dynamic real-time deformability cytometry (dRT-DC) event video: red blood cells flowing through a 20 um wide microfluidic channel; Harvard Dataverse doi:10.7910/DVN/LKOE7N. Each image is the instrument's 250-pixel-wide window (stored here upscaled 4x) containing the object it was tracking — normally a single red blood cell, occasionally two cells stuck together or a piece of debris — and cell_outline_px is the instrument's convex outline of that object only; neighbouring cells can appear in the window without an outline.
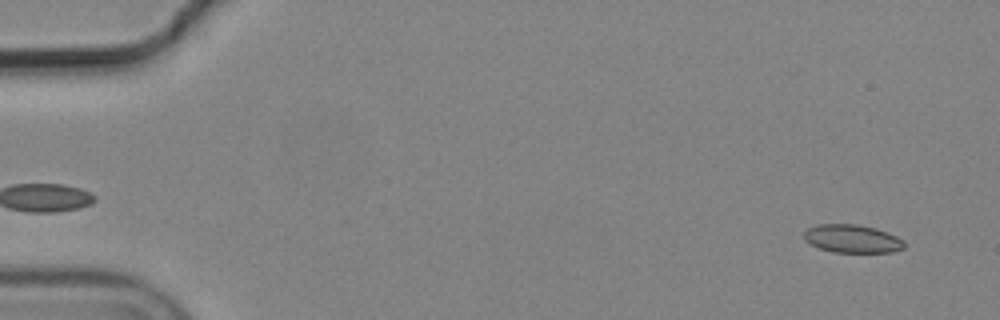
{"species": "common noctule bat (a hibernating species)", "species_latin": "Nyctalus noctula", "temperature_condition": "cold", "stored_images_in_passage": 3, "segment_of_instrument_passage": [2, 2], "camera_frame_rate_fps": 3000, "um_per_image_px": 0.085, "animal": {"sex": "male", "body_mass_g": 19.2, "forearm_length_mm": 51.8}, "frame": {"image": 1, "passage_image": 3, "time_ms": 0.667, "image_size_px": [1000, 320], "cell_outline_px": [[904, 248], [892, 252], [832, 252], [820, 248], [804, 240], [804, 232], [808, 228], [816, 224], [856, 224], [876, 228], [896, 236], [904, 240]], "centroid_in_image_um": [72.43, 20.28], "position_along_channel_um": 12.6, "area_um2": 16.42}}